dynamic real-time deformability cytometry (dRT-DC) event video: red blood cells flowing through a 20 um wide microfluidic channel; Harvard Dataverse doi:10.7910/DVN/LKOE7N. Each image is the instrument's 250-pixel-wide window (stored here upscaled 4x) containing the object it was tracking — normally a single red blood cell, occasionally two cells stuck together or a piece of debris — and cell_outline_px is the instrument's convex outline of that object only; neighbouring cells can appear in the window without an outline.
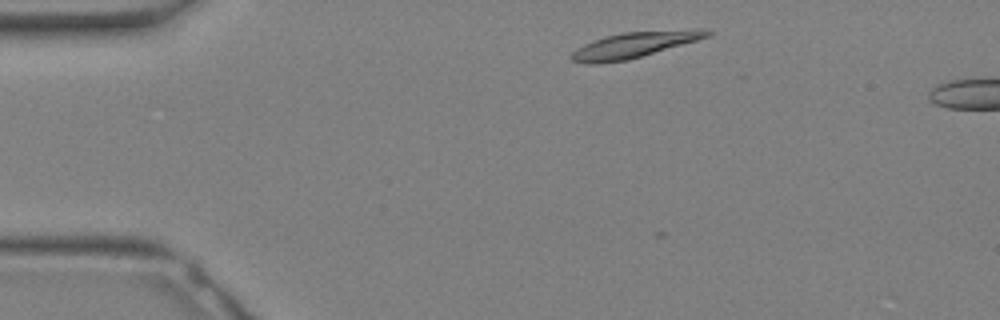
{"species": "Egyptian fruit bat (a non-hibernating species)", "species_latin": "Rousettus aegyptiacus", "temperature_condition": "warm", "stored_images_in_passage": 4, "camera_frame_rate_fps": 3000, "um_per_image_px": 0.085, "animal": {"sex": "female"}, "frame": {"image": 1, "passage_image": 2, "time_ms": 0.333, "image_size_px": [1000, 320], "cell_outline_px": [[712, 32], [708, 36], [696, 40], [628, 60], [592, 64], [584, 64], [572, 60], [568, 56], [572, 52], [584, 44], [604, 36], [620, 32], [696, 28], [700, 28]], "centroid_in_image_um": [53.87, 3.8], "position_along_channel_um": 31.1, "area_um2": 20.4}}